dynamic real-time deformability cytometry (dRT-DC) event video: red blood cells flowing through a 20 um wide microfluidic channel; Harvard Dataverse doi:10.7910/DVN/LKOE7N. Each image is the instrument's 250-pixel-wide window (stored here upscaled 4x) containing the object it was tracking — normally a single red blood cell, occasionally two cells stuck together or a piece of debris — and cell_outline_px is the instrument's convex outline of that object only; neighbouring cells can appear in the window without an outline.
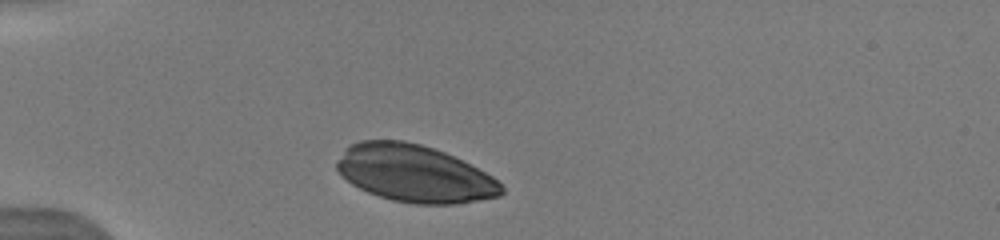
{"species": "human", "species_latin": "Homo sapiens", "temperature_condition": "warm", "stored_images_in_passage": 3, "camera_frame_rate_fps": 3000, "um_per_image_px": 0.085, "donor": {"sex": "male"}, "frame": {"image": 1, "passage_image": 1, "time_ms": 0.0, "image_size_px": [1000, 240], "cell_outline_px": [[504, 192], [500, 196], [480, 200], [456, 204], [416, 204], [392, 200], [368, 192], [352, 184], [336, 168], [336, 160], [344, 148], [348, 144], [360, 140], [404, 140], [420, 144], [444, 152], [492, 176], [504, 188]], "centroid_in_image_um": [35.2, 14.74], "position_along_channel_um": 49.8, "area_um2": 54.62}}